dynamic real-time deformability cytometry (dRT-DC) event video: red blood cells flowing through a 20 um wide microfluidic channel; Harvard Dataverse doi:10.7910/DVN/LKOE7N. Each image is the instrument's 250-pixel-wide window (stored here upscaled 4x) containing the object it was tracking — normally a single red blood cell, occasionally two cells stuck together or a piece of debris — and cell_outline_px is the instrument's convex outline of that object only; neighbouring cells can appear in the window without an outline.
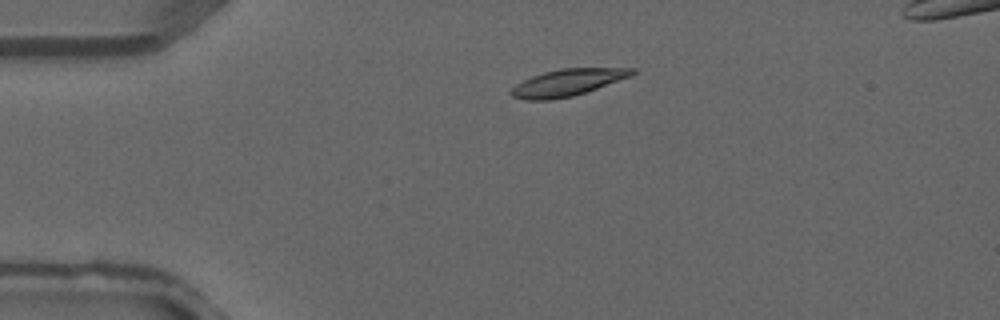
{"species": "common noctule bat (a hibernating species)", "species_latin": "Nyctalus noctula", "temperature_condition": "warm", "stored_images_in_passage": 4, "camera_frame_rate_fps": 3000, "um_per_image_px": 0.085, "animal": {"sex": "male", "forearm_length_mm": 52.5}, "frame": {"image": 1, "passage_image": 2, "time_ms": 0.333, "image_size_px": [1000, 320], "cell_outline_px": [[636, 72], [632, 76], [572, 96], [552, 100], [524, 100], [512, 96], [508, 92], [516, 84], [532, 76], [544, 72], [560, 68], [636, 68]], "centroid_in_image_um": [48.22, 7.01], "position_along_channel_um": 36.8, "area_um2": 18.84}}